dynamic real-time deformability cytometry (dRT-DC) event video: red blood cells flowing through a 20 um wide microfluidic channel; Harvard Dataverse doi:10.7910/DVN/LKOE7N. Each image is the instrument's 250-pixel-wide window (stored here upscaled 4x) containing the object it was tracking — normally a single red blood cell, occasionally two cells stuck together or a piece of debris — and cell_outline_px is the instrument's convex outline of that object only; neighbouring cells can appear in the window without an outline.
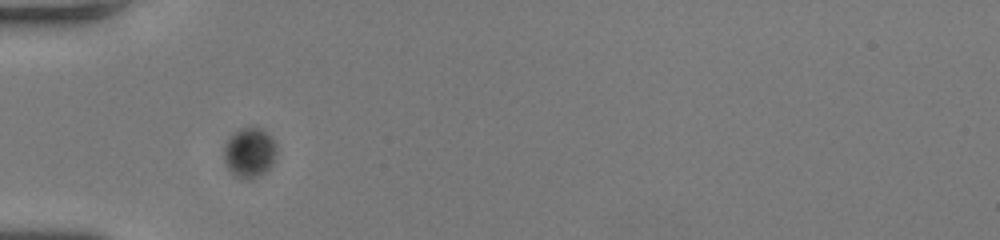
{"species": "human", "species_latin": "Homo sapiens", "temperature_condition": "room temperature", "stored_images_in_passage": 56, "camera_frame_rate_fps": 3000, "um_per_image_px": 0.085, "donor": {"sex": "female"}, "frame": {"image": 1, "passage_image": 15, "time_ms": 4.667, "image_size_px": [1000, 240], "cell_outline_px": [[276, 156], [272, 164], [260, 176], [252, 180], [240, 180], [228, 168], [224, 160], [224, 144], [232, 132], [240, 128], [260, 128], [272, 136], [276, 144]], "centroid_in_image_um": [21.2, 12.98], "position_along_channel_um": 63.8, "area_um2": 15.61}}
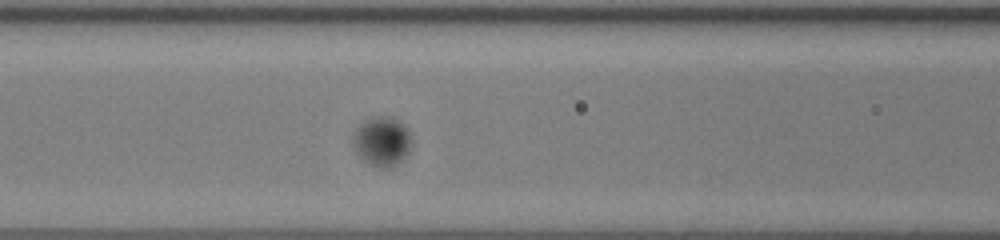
{"frame": {"image": 2, "passage_image": 22, "time_ms": 7.0, "image_size_px": [1000, 240], "cell_outline_px": [[412, 144], [408, 152], [400, 160], [388, 168], [376, 168], [368, 164], [360, 156], [356, 148], [352, 136], [352, 132], [364, 120], [372, 116], [388, 116], [400, 124], [408, 132]], "centroid_in_image_um": [32.42, 12.02], "position_along_channel_um": 134.2, "area_um2": 16.47}}